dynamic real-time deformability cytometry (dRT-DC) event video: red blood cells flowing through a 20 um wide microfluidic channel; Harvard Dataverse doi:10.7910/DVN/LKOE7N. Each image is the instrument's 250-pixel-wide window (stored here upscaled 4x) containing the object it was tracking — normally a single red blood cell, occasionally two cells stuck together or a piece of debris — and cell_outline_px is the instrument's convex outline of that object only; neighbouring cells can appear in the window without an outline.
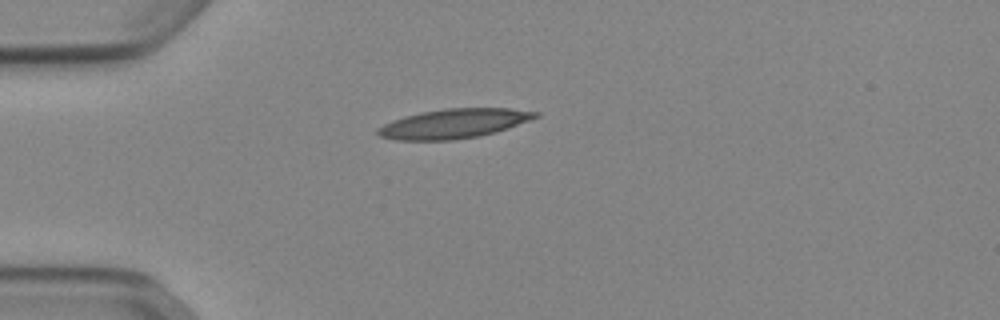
{"species": "Egyptian fruit bat (a non-hibernating species)", "species_latin": "Rousettus aegyptiacus", "temperature_condition": "cold", "stored_images_in_passage": 39, "camera_frame_rate_fps": 3000, "um_per_image_px": 0.085, "animal": {"sex": "female"}, "frame": {"image": 1, "passage_image": 1, "time_ms": 0.0, "image_size_px": [1000, 320], "cell_outline_px": [[540, 116], [508, 128], [496, 132], [480, 136], [452, 140], [396, 140], [380, 136], [376, 132], [376, 128], [392, 120], [404, 116], [420, 112], [444, 108], [508, 108], [540, 112]], "centroid_in_image_um": [38.57, 10.5], "position_along_channel_um": 46.4, "area_um2": 27.17}}
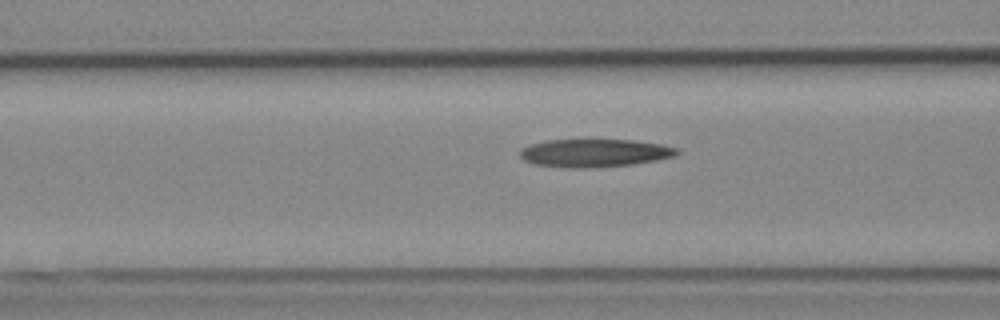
{"frame": {"image": 2, "passage_image": 8, "time_ms": 2.333, "image_size_px": [1000, 320], "cell_outline_px": [[680, 152], [676, 156], [656, 160], [632, 164], [592, 168], [568, 168], [536, 164], [524, 160], [520, 156], [520, 148], [528, 144], [548, 140], [632, 140], [660, 144], [676, 148]], "centroid_in_image_um": [50.51, 13.0], "position_along_channel_um": 116.1, "area_um2": 25.61}}
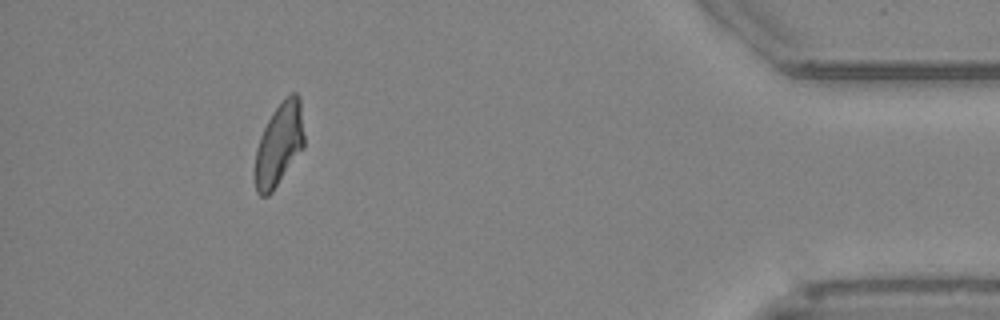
{"frame": {"image": 3, "passage_image": 35, "time_ms": 11.333, "image_size_px": [1000, 320], "cell_outline_px": [[304, 148], [272, 192], [268, 196], [260, 196], [256, 192], [256, 148], [260, 136], [272, 112], [284, 96], [292, 92], [296, 92], [300, 96], [304, 136]], "centroid_in_image_um": [23.75, 12.23], "position_along_channel_um": 411.5, "area_um2": 23.81}, "authors_computed_cell_mechanics": {"area_um2": 25.0852, "velocity_mm_per_s": 3.886, "shape_relaxation_time_tau1_ms": null, "shape_relaxation_time_tau2_ms": 6.1594, "deformation_change_tau1": null, "deformation_change_tau2": 0.1679}}